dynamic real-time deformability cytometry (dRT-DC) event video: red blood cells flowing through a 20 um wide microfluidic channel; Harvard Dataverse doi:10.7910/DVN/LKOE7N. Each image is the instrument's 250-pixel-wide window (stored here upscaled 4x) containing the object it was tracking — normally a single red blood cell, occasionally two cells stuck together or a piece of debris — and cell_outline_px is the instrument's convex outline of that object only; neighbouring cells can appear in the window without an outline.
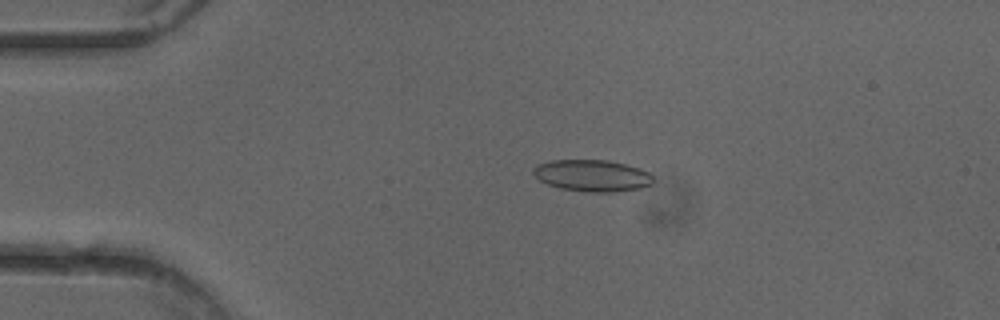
{"species": "common noctule bat (a hibernating species)", "species_latin": "Nyctalus noctula", "temperature_condition": "cold", "stored_images_in_passage": 51, "camera_frame_rate_fps": 3000, "um_per_image_px": 0.085, "animal": {"sex": "female"}, "frame": {"image": 1, "passage_image": 11, "time_ms": 3.333, "image_size_px": [1000, 320], "cell_outline_px": [[656, 180], [652, 184], [640, 188], [612, 192], [584, 192], [560, 188], [548, 184], [540, 180], [532, 172], [532, 168], [536, 164], [552, 160], [604, 160], [624, 164], [640, 168], [648, 172]], "centroid_in_image_um": [50.33, 14.93], "position_along_channel_um": 34.7, "area_um2": 22.2}}
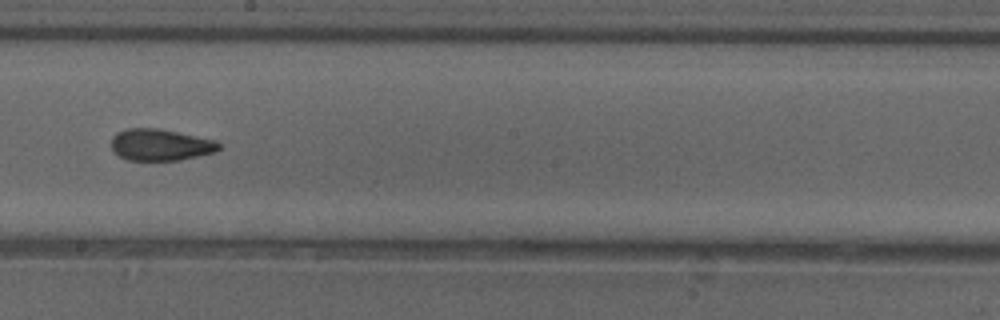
{"frame": {"image": 2, "passage_image": 29, "time_ms": 9.333, "image_size_px": [1000, 320], "cell_outline_px": [[220, 148], [216, 152], [180, 160], [128, 160], [120, 156], [112, 148], [112, 136], [116, 132], [124, 128], [156, 128], [216, 140], [220, 144]], "centroid_in_image_um": [13.63, 12.3], "position_along_channel_um": 234.6, "area_um2": 19.77}}
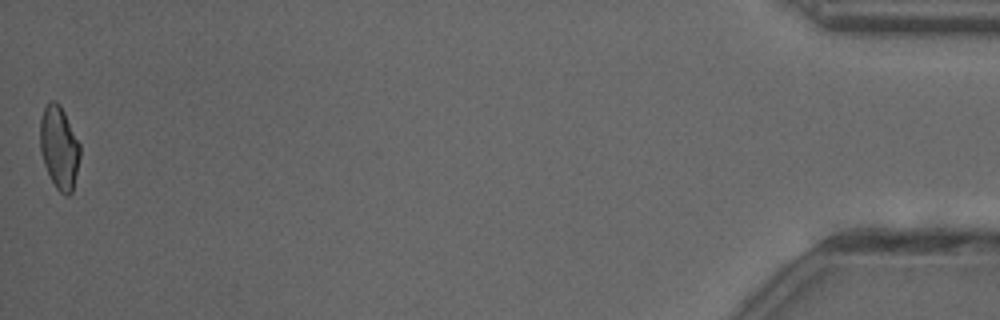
{"frame": {"image": 3, "passage_image": 51, "time_ms": 16.667, "image_size_px": [1000, 320], "cell_outline_px": [[80, 156], [72, 192], [68, 196], [64, 196], [56, 188], [44, 164], [40, 152], [40, 116], [48, 100], [56, 100], [60, 104], [80, 144]], "centroid_in_image_um": [5.02, 12.51], "position_along_channel_um": 430.2, "area_um2": 19.36}, "authors_computed_cell_mechanics": {"area_um2": 20.4034, "velocity_mm_per_s": 4.0296, "shape_relaxation_time_tau1_ms": null, "shape_relaxation_time_tau2_ms": 1.7781, "deformation_change_tau1": null, "deformation_change_tau2": 0.078}}